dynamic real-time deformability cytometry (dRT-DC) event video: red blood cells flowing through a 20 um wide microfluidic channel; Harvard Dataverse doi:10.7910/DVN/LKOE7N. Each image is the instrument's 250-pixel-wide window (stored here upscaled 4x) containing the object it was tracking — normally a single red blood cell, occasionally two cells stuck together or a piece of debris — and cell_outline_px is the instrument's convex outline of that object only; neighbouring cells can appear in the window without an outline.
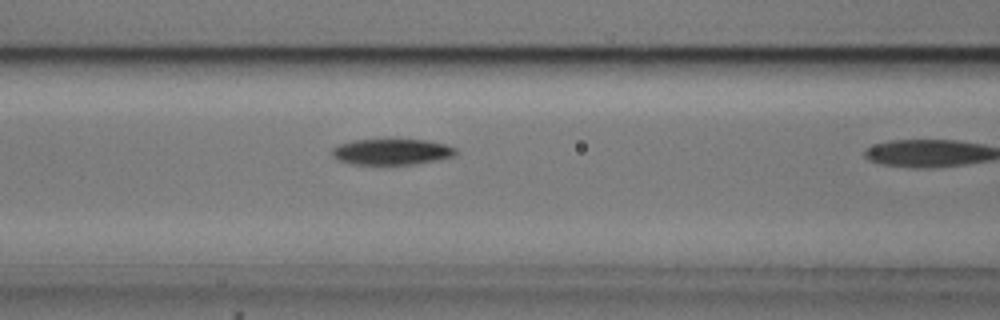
{"species": "common noctule bat (a hibernating species)", "species_latin": "Nyctalus noctula", "temperature_condition": "cold", "stored_images_in_passage": 10, "camera_frame_rate_fps": 3000, "um_per_image_px": 0.085, "animal": {"sex": "male", "body_mass_g": 20.5, "forearm_length_mm": 52.5}, "frame": {"image": 1, "passage_image": 9, "time_ms": 2.667, "image_size_px": [1000, 320], "cell_outline_px": [[456, 156], [440, 160], [416, 164], [352, 164], [336, 160], [332, 156], [332, 148], [340, 144], [352, 140], [424, 140], [444, 144], [456, 148]], "centroid_in_image_um": [33.3, 12.91], "position_along_channel_um": 133.3, "area_um2": 18.73}}